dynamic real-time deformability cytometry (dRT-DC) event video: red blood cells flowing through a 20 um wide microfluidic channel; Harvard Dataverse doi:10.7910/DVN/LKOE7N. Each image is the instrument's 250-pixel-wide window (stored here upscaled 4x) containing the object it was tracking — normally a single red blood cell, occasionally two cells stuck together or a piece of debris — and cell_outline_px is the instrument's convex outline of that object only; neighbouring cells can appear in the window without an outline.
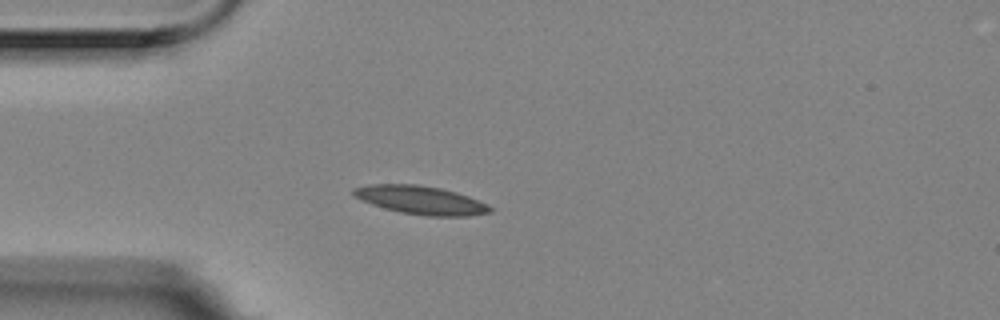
{"species": "Egyptian fruit bat (a non-hibernating species)", "species_latin": "Rousettus aegyptiacus", "temperature_condition": "room temperature", "stored_images_in_passage": 6, "camera_frame_rate_fps": 3000, "um_per_image_px": 0.085, "animal": {"sex": "female"}, "frame": {"image": 1, "passage_image": 5, "time_ms": 1.333, "image_size_px": [1000, 320], "cell_outline_px": [[492, 212], [468, 216], [428, 216], [400, 212], [384, 208], [372, 204], [356, 196], [352, 192], [352, 188], [368, 184], [416, 184], [440, 188], [456, 192], [468, 196], [488, 204], [492, 208]], "centroid_in_image_um": [35.79, 17.0], "position_along_channel_um": 49.2, "area_um2": 22.48}}